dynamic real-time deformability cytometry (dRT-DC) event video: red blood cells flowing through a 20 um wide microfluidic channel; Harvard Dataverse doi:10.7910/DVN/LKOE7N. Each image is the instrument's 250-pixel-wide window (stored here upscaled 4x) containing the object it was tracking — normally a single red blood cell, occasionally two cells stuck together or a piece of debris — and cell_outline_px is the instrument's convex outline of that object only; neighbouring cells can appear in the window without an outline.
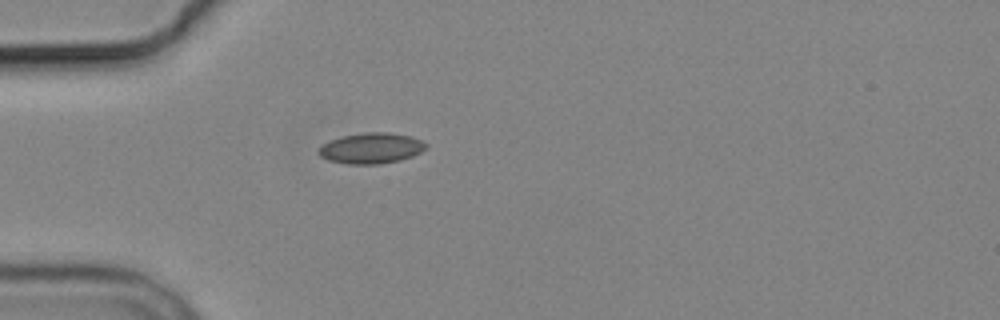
{"species": "common noctule bat (a hibernating species)", "species_latin": "Nyctalus noctula", "temperature_condition": "cold", "stored_images_in_passage": 1, "camera_frame_rate_fps": 3000, "um_per_image_px": 0.085, "animal": {"sex": "male", "body_mass_g": 19.2, "forearm_length_mm": 51.8}, "frame": {"image": 1, "passage_image": 1, "time_ms": 0.0, "image_size_px": [1000, 320], "cell_outline_px": [[428, 148], [412, 156], [400, 160], [380, 164], [348, 164], [328, 160], [320, 156], [316, 152], [316, 148], [320, 144], [340, 136], [364, 132], [392, 132], [412, 136], [428, 144]], "centroid_in_image_um": [31.52, 12.58], "position_along_channel_um": 53.5, "area_um2": 19.65}}